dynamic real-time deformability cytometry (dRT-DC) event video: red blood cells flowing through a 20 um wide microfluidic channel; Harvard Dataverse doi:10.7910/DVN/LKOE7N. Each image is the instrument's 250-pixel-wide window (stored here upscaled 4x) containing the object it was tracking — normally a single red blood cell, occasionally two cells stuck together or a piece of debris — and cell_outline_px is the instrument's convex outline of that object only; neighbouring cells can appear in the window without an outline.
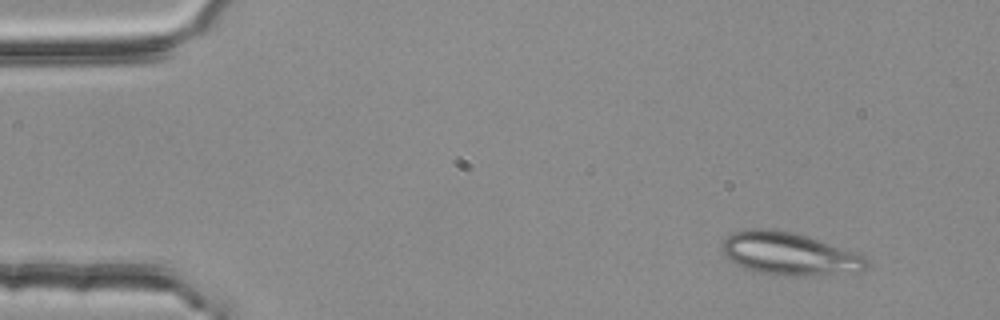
{"species": "common noctule bat (a hibernating species)", "species_latin": "Nyctalus noctula", "temperature_condition": "room temperature", "stored_images_in_passage": 3, "camera_frame_rate_fps": 3000, "um_per_image_px": 0.085, "animal": {"sex": "female", "body_mass_g": 25.1}, "frame": {"image": 1, "passage_image": 1, "time_ms": 0.0, "image_size_px": [1000, 320], "cell_outline_px": [[868, 268], [864, 272], [792, 276], [756, 272], [736, 264], [724, 256], [720, 248], [724, 240], [732, 232], [752, 228], [772, 228], [792, 232], [808, 236], [864, 256], [868, 260]], "centroid_in_image_um": [67.07, 21.57], "position_along_channel_um": 17.9, "area_um2": 36.01}}